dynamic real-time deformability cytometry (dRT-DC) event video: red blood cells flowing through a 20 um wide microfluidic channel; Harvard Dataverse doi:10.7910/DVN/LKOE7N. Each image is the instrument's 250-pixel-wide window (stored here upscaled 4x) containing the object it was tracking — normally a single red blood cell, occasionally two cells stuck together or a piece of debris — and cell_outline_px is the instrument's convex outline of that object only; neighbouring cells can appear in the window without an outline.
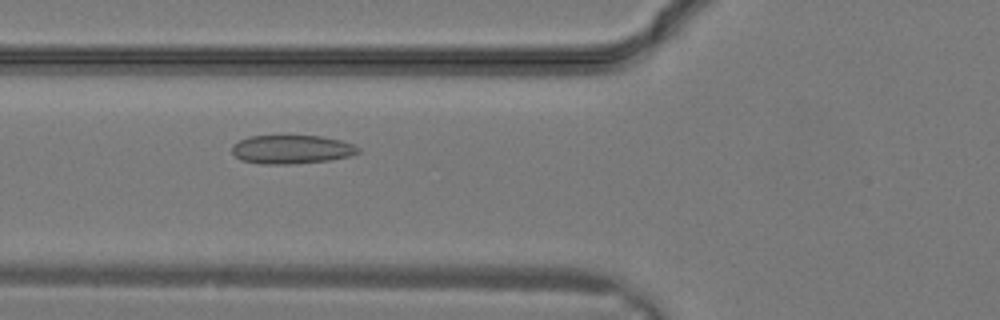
{"species": "common noctule bat (a hibernating species)", "species_latin": "Nyctalus noctula", "temperature_condition": "warm", "stored_images_in_passage": 7, "camera_frame_rate_fps": 3000, "um_per_image_px": 0.085, "animal": {"sex": "male", "body_mass_g": 19.2, "forearm_length_mm": 51.8}, "frame": {"image": 1, "passage_image": 3, "time_ms": 0.667, "image_size_px": [1000, 320], "cell_outline_px": [[360, 152], [352, 156], [332, 160], [288, 164], [260, 164], [240, 160], [232, 152], [232, 144], [248, 136], [320, 136], [340, 140], [352, 144], [360, 148]], "centroid_in_image_um": [24.79, 12.71], "position_along_channel_um": 101.0, "area_um2": 21.21}}
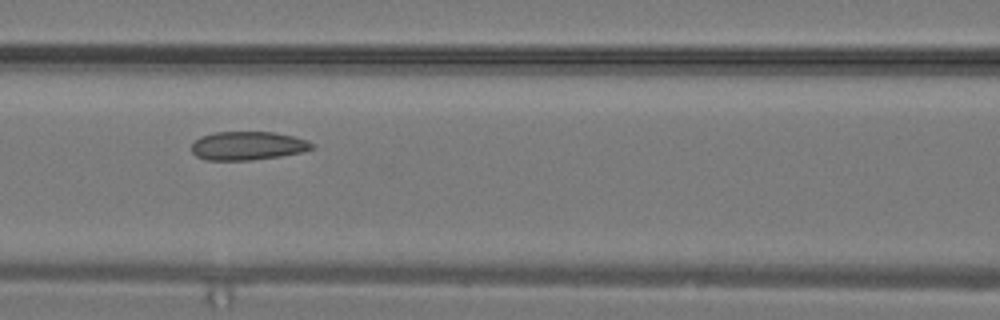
{"frame": {"image": 2, "passage_image": 5, "time_ms": 1.333, "image_size_px": [1000, 320], "cell_outline_px": [[316, 148], [304, 152], [280, 156], [252, 160], [204, 160], [196, 156], [192, 152], [192, 144], [200, 136], [216, 132], [272, 132], [292, 136], [308, 140], [316, 144]], "centroid_in_image_um": [21.1, 12.39], "position_along_channel_um": 145.5, "area_um2": 20.23}}